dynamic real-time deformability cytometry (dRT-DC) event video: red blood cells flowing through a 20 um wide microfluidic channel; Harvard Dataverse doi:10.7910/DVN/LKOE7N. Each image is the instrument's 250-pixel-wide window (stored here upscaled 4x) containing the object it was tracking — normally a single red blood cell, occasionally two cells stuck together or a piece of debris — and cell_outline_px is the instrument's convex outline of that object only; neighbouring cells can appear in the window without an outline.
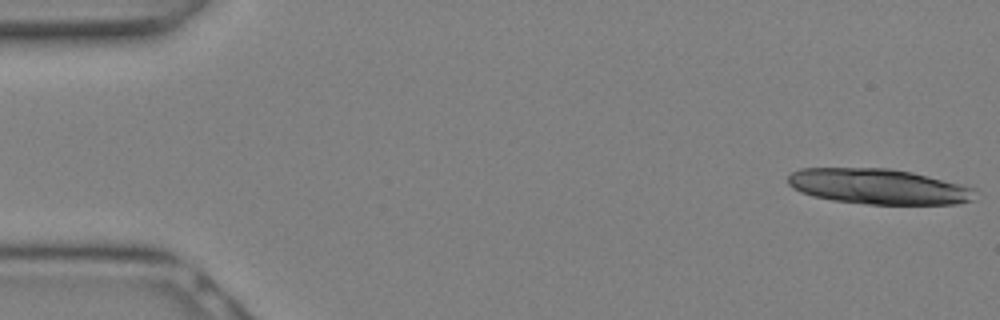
{"species": "Egyptian fruit bat (a non-hibernating species)", "species_latin": "Rousettus aegyptiacus", "temperature_condition": "warm", "stored_images_in_passage": 8, "camera_frame_rate_fps": 3000, "um_per_image_px": 0.085, "animal": {"sex": "female"}, "frame": {"image": 1, "passage_image": 1, "time_ms": 0.0, "image_size_px": [1000, 320], "cell_outline_px": [[976, 188], [972, 200], [956, 204], [868, 204], [832, 200], [812, 196], [800, 192], [792, 188], [788, 184], [788, 176], [792, 172], [800, 168], [888, 168], [912, 172]], "centroid_in_image_um": [74.63, 15.85], "position_along_channel_um": 10.4, "area_um2": 38.61}}